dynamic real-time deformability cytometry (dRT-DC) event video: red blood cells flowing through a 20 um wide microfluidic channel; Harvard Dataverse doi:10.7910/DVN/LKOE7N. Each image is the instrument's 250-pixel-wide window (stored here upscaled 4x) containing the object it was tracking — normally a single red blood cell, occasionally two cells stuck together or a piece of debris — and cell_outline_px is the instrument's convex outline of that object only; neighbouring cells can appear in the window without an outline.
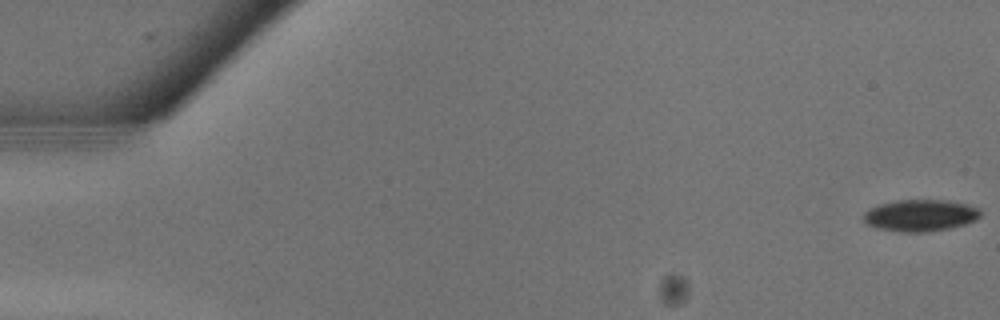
{"species": "common noctule bat (a hibernating species)", "species_latin": "Nyctalus noctula", "temperature_condition": "warm", "stored_images_in_passage": 12, "camera_frame_rate_fps": 3000, "um_per_image_px": 0.085, "animal": {"sex": "male", "body_mass_g": 13.3}, "frame": {"image": 1, "passage_image": 1, "time_ms": 0.0, "image_size_px": [1000, 320], "cell_outline_px": [[980, 216], [976, 220], [964, 224], [948, 228], [928, 232], [900, 232], [876, 228], [868, 224], [864, 220], [864, 212], [880, 204], [896, 200], [944, 200], [964, 204], [980, 208]], "centroid_in_image_um": [78.22, 18.31], "position_along_channel_um": 6.8, "area_um2": 21.44}}
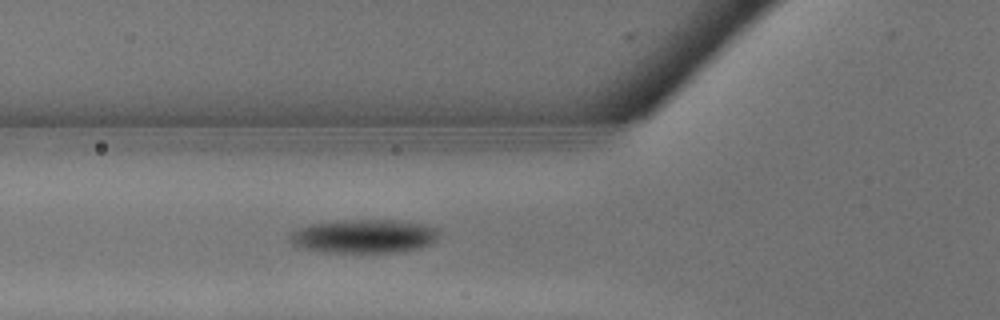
{"frame": {"image": 2, "passage_image": 11, "time_ms": 3.333, "image_size_px": [1000, 320], "cell_outline_px": [[440, 236], [432, 244], [420, 248], [400, 252], [320, 252], [296, 248], [288, 240], [292, 232], [296, 228], [312, 224], [336, 220], [400, 220], [428, 224], [436, 228], [440, 232]], "centroid_in_image_um": [30.95, 20.08], "position_along_channel_um": 94.9, "area_um2": 30.0}}